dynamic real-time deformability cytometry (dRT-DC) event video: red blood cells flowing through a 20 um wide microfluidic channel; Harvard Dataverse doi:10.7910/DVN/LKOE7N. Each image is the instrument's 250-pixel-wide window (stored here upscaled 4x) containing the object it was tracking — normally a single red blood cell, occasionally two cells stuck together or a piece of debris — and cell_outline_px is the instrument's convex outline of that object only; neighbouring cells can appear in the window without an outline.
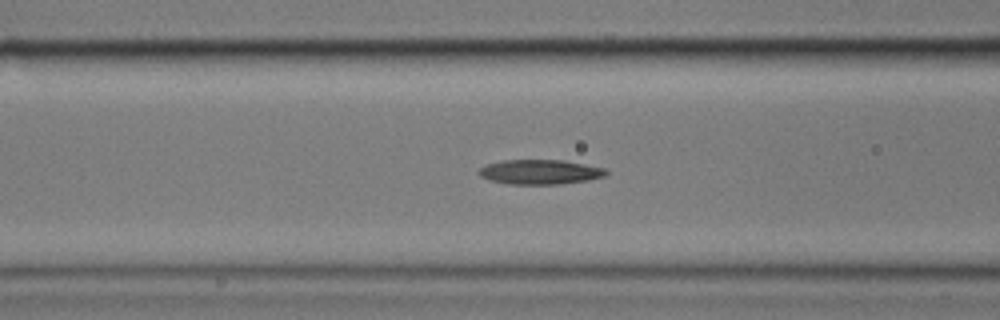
{"species": "common noctule bat (a hibernating species)", "species_latin": "Nyctalus noctula", "temperature_condition": "cold", "stored_images_in_passage": 42, "camera_frame_rate_fps": 3000, "um_per_image_px": 0.085, "animal": {"sex": "male", "body_mass_g": 17.9}, "frame": {"image": 1, "passage_image": 7, "time_ms": 2.0, "image_size_px": [1000, 320], "cell_outline_px": [[608, 172], [604, 176], [588, 180], [560, 184], [508, 184], [488, 180], [480, 176], [476, 172], [480, 168], [488, 164], [504, 160], [564, 160], [604, 168]], "centroid_in_image_um": [45.87, 14.62], "position_along_channel_um": 120.7, "area_um2": 18.26}}
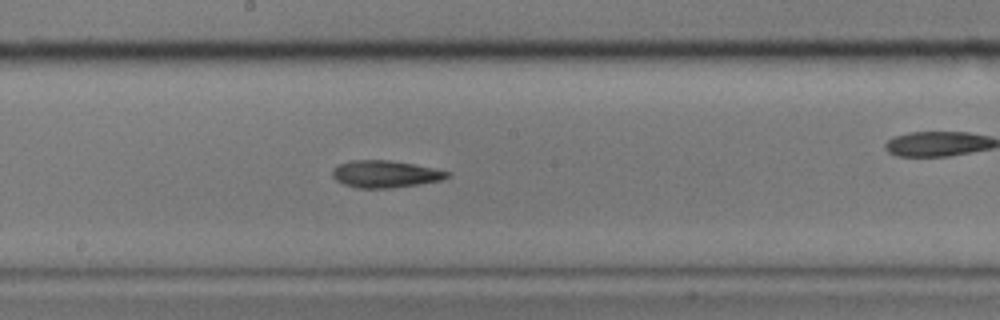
{"frame": {"image": 2, "passage_image": 15, "time_ms": 4.667, "image_size_px": [1000, 320], "cell_outline_px": [[452, 172], [448, 176], [440, 180], [420, 184], [392, 188], [360, 188], [344, 184], [336, 180], [332, 176], [332, 168], [340, 164], [352, 160], [388, 160], [412, 164]], "centroid_in_image_um": [32.72, 14.79], "position_along_channel_um": 215.5, "area_um2": 17.98}}
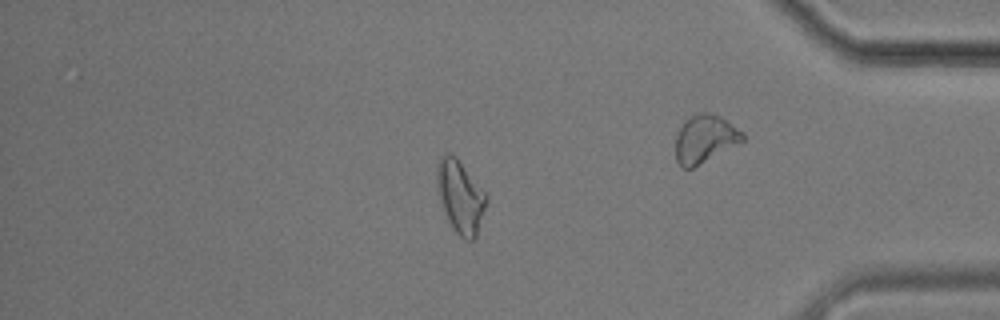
{"frame": {"image": 3, "passage_image": 33, "time_ms": 10.667, "image_size_px": [1000, 320], "cell_outline_px": [[488, 200], [476, 236], [472, 240], [464, 240], [452, 228], [448, 220], [440, 200], [436, 184], [436, 164], [440, 156], [448, 152], [452, 152], [456, 156], [488, 196]], "centroid_in_image_um": [39.11, 16.68], "position_along_channel_um": 396.1, "area_um2": 21.04}, "authors_computed_cell_mechanics": {"area_um2": 18.207, "velocity_mm_per_s": 3.5511, "shape_relaxation_time_tau1_ms": null, "shape_relaxation_time_tau2_ms": 9.0008, "deformation_change_tau1": null, "deformation_change_tau2": 0.2136}}